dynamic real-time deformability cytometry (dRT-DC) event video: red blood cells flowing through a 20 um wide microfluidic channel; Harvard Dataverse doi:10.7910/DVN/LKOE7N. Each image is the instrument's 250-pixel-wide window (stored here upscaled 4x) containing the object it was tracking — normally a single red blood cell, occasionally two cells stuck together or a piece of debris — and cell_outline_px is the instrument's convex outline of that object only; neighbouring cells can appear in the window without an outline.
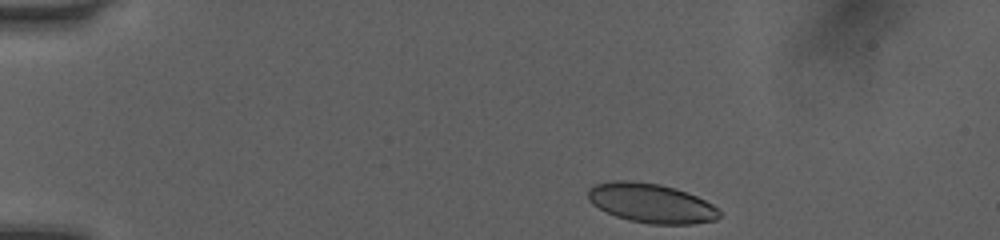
{"species": "human", "species_latin": "Homo sapiens", "temperature_condition": "room temperature", "stored_images_in_passage": 7, "camera_frame_rate_fps": 3000, "um_per_image_px": 0.085, "donor": {"sex": "female"}, "frame": {"image": 1, "passage_image": 1, "time_ms": 0.0, "image_size_px": [1000, 240], "cell_outline_px": [[720, 216], [716, 220], [692, 224], [652, 224], [628, 220], [616, 216], [592, 204], [588, 200], [588, 188], [592, 184], [608, 180], [632, 180], [660, 184], [676, 188], [696, 196], [712, 204], [720, 212]], "centroid_in_image_um": [55.31, 17.25], "position_along_channel_um": 29.7, "area_um2": 30.35}}
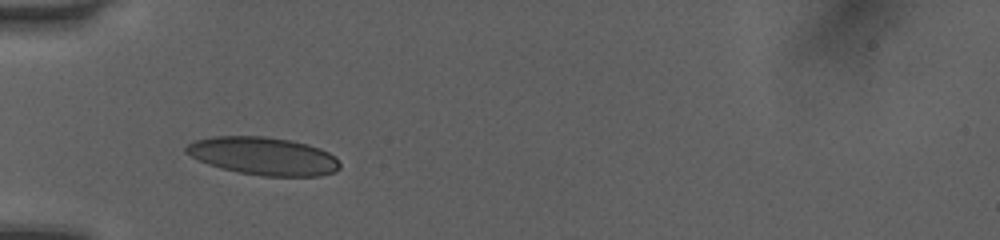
{"frame": {"image": 2, "passage_image": 5, "time_ms": 1.333, "image_size_px": [1000, 240], "cell_outline_px": [[340, 168], [336, 172], [320, 176], [264, 176], [240, 172], [220, 168], [208, 164], [184, 152], [184, 148], [192, 140], [212, 136], [264, 136], [292, 140], [308, 144], [320, 148], [336, 156], [340, 164]], "centroid_in_image_um": [22.4, 13.25], "position_along_channel_um": 62.6, "area_um2": 34.22}}
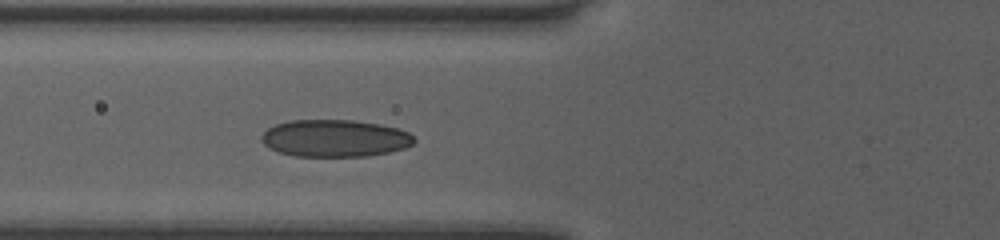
{"frame": {"image": 3, "passage_image": 7, "time_ms": 2.0, "image_size_px": [1000, 240], "cell_outline_px": [[416, 140], [412, 144], [404, 148], [388, 152], [368, 156], [296, 156], [280, 152], [264, 144], [260, 140], [260, 136], [268, 128], [276, 124], [288, 120], [352, 120], [380, 124], [396, 128], [408, 132], [416, 136]], "centroid_in_image_um": [28.48, 11.74], "position_along_channel_um": 97.3, "area_um2": 33.06}}